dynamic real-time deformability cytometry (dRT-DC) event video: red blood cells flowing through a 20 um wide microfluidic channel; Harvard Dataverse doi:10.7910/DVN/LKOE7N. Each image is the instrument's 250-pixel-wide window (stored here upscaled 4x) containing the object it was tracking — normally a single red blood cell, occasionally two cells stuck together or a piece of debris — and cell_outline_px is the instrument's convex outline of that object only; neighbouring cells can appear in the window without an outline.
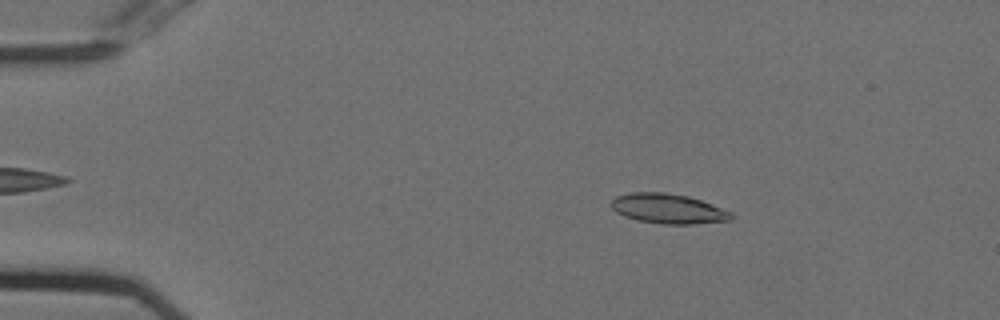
{"species": "Egyptian fruit bat (a non-hibernating species)", "species_latin": "Rousettus aegyptiacus", "temperature_condition": "cold", "stored_images_in_passage": 54, "camera_frame_rate_fps": 3000, "um_per_image_px": 0.085, "animal": {"sex": "female"}, "frame": {"image": 1, "passage_image": 9, "time_ms": 2.667, "image_size_px": [1000, 320], "cell_outline_px": [[732, 220], [692, 224], [664, 224], [636, 220], [624, 216], [616, 212], [612, 208], [612, 200], [616, 196], [632, 192], [664, 192], [688, 196], [712, 204], [732, 212]], "centroid_in_image_um": [56.79, 17.74], "position_along_channel_um": 28.2, "area_um2": 20.81}}
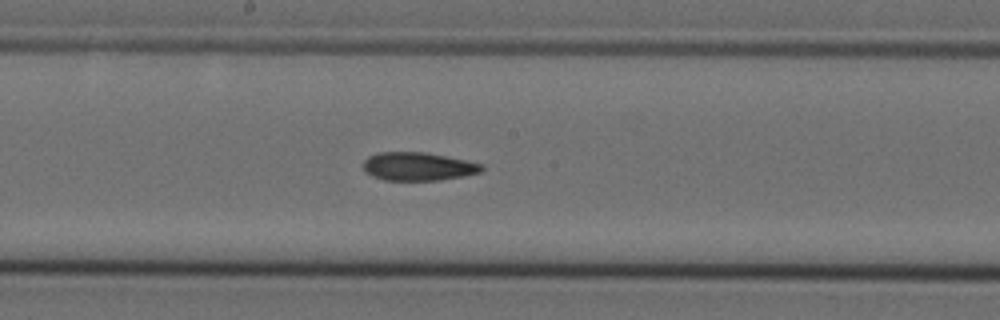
{"frame": {"image": 2, "passage_image": 29, "time_ms": 9.333, "image_size_px": [1000, 320], "cell_outline_px": [[484, 168], [480, 172], [464, 176], [440, 180], [384, 180], [372, 176], [364, 172], [364, 160], [368, 156], [376, 152], [424, 152], [484, 164]], "centroid_in_image_um": [35.51, 14.15], "position_along_channel_um": 212.7, "area_um2": 19.54}}
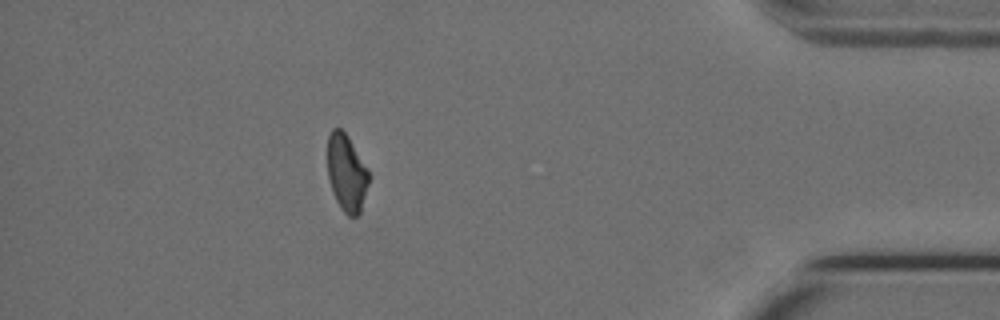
{"frame": {"image": 3, "passage_image": 48, "time_ms": 15.667, "image_size_px": [1000, 320], "cell_outline_px": [[368, 184], [360, 212], [356, 216], [348, 216], [340, 208], [336, 200], [328, 176], [328, 136], [332, 128], [340, 128], [348, 136], [368, 168]], "centroid_in_image_um": [29.46, 14.68], "position_along_channel_um": 405.7, "area_um2": 18.32}, "authors_computed_cell_mechanics": {"area_um2": 19.941, "velocity_mm_per_s": 3.7317, "shape_relaxation_time_tau1_ms": 9.9123, "shape_relaxation_time_tau2_ms": 4.419, "deformation_change_tau1": 0.2215, "deformation_change_tau2": 0.1221}}